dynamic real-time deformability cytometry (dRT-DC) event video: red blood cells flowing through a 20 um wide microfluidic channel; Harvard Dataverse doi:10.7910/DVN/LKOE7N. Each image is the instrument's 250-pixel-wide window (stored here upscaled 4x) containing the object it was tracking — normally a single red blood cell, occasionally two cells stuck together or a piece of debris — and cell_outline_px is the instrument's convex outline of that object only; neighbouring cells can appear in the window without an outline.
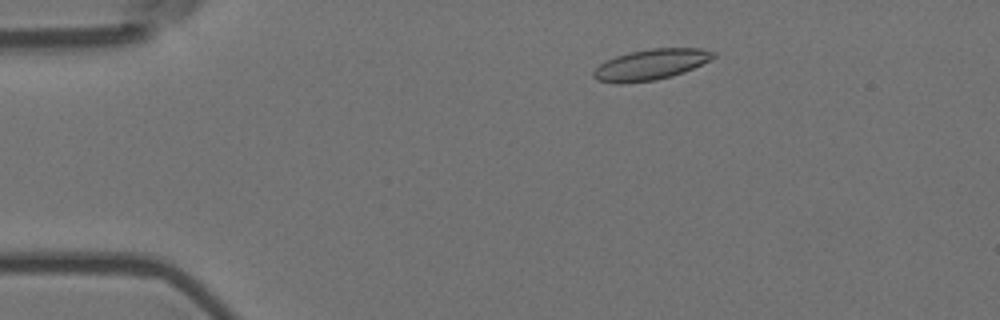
{"species": "Egyptian fruit bat (a non-hibernating species)", "species_latin": "Rousettus aegyptiacus", "temperature_condition": "room temperature", "stored_images_in_passage": 4, "camera_frame_rate_fps": 3000, "um_per_image_px": 0.085, "animal": {"sex": "female"}, "frame": {"image": 1, "passage_image": 3, "time_ms": 0.667, "image_size_px": [1000, 320], "cell_outline_px": [[716, 56], [684, 72], [672, 76], [656, 80], [620, 84], [616, 84], [596, 80], [592, 76], [592, 72], [604, 60], [616, 56], [632, 52], [652, 48], [704, 48], [716, 52]], "centroid_in_image_um": [55.28, 5.49], "position_along_channel_um": 29.7, "area_um2": 21.5}}